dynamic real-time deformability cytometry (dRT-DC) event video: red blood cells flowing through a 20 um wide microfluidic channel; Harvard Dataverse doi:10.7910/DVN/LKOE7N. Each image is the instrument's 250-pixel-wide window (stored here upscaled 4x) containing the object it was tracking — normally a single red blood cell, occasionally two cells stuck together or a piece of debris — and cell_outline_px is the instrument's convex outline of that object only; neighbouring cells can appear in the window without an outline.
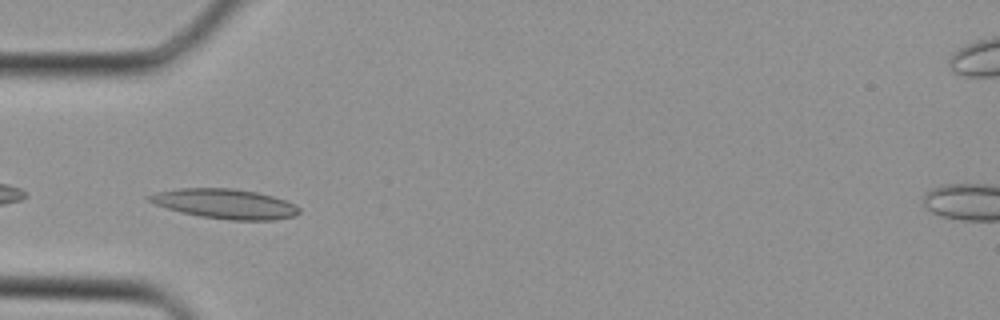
{"species": "Egyptian fruit bat (a non-hibernating species)", "species_latin": "Rousettus aegyptiacus", "temperature_condition": "cold", "stored_images_in_passage": 36, "camera_frame_rate_fps": 3000, "um_per_image_px": 0.085, "animal": {"sex": "female"}, "frame": {"image": 1, "passage_image": 9, "time_ms": 2.667, "image_size_px": [1000, 320], "cell_outline_px": [[300, 212], [296, 216], [272, 220], [228, 220], [200, 216], [180, 212], [144, 200], [144, 196], [156, 192], [180, 188], [232, 188], [256, 192], [272, 196], [284, 200], [300, 208]], "centroid_in_image_um": [19.08, 17.32], "position_along_channel_um": 65.9, "area_um2": 26.01}}
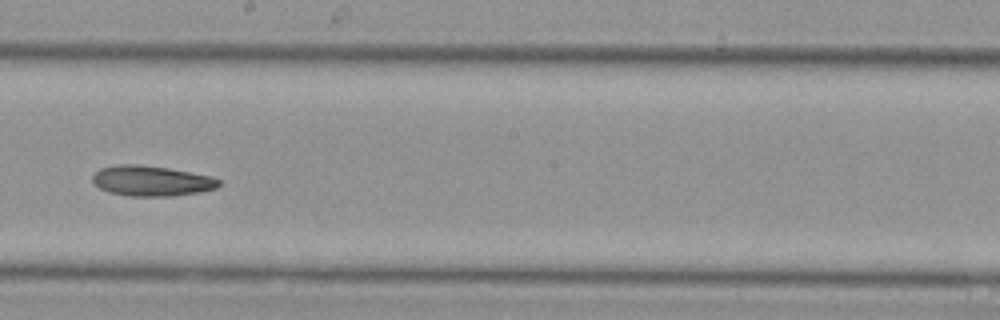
{"frame": {"image": 2, "passage_image": 19, "time_ms": 6.0, "image_size_px": [1000, 320], "cell_outline_px": [[220, 184], [216, 188], [200, 192], [172, 196], [128, 196], [108, 192], [92, 184], [92, 176], [100, 168], [116, 164], [140, 164], [168, 168], [212, 176], [220, 180]], "centroid_in_image_um": [12.85, 15.37], "position_along_channel_um": 235.4, "area_um2": 22.54}}
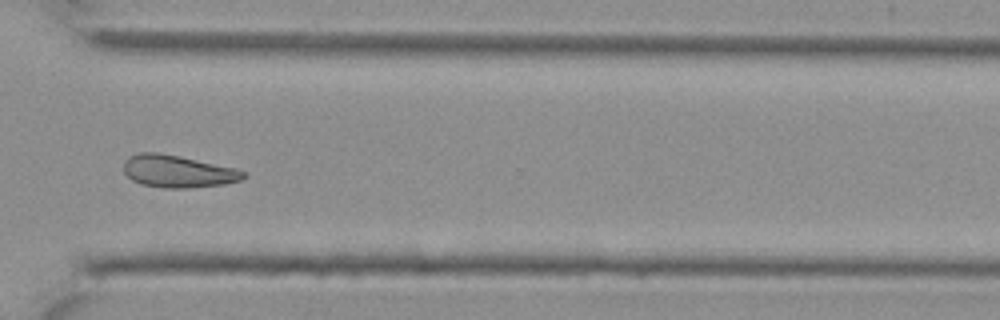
{"frame": {"image": 3, "passage_image": 26, "time_ms": 8.333, "image_size_px": [1000, 320], "cell_outline_px": [[248, 176], [240, 180], [224, 184], [188, 188], [164, 188], [140, 184], [132, 180], [124, 172], [124, 160], [128, 156], [140, 152], [156, 152], [180, 156], [236, 168], [248, 172]], "centroid_in_image_um": [15.13, 14.56], "position_along_channel_um": 355.5, "area_um2": 22.77}}